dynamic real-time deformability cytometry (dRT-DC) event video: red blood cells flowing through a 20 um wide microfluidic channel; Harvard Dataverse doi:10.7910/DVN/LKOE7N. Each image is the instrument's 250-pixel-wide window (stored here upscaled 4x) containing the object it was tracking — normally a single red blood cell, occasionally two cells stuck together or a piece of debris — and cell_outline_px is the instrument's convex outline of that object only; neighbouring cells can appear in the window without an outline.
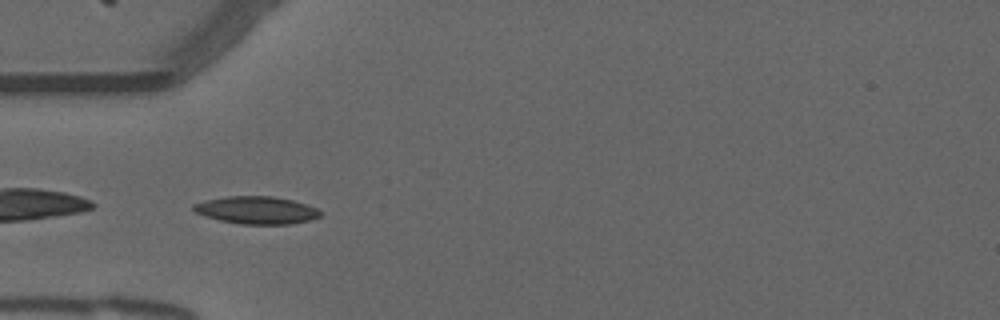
{"species": "common noctule bat (a hibernating species)", "species_latin": "Nyctalus noctula", "temperature_condition": "warm", "stored_images_in_passage": 39, "camera_frame_rate_fps": 3000, "um_per_image_px": 0.085, "animal": {"sex": "male", "forearm_length_mm": 52.5}, "frame": {"image": 1, "passage_image": 1, "time_ms": 0.0, "image_size_px": [1000, 320], "cell_outline_px": [[324, 212], [320, 216], [308, 220], [288, 224], [240, 224], [220, 220], [204, 216], [196, 212], [192, 208], [192, 204], [208, 200], [228, 196], [272, 196], [292, 200], [316, 208]], "centroid_in_image_um": [21.8, 17.86], "position_along_channel_um": 63.2, "area_um2": 20.17}}
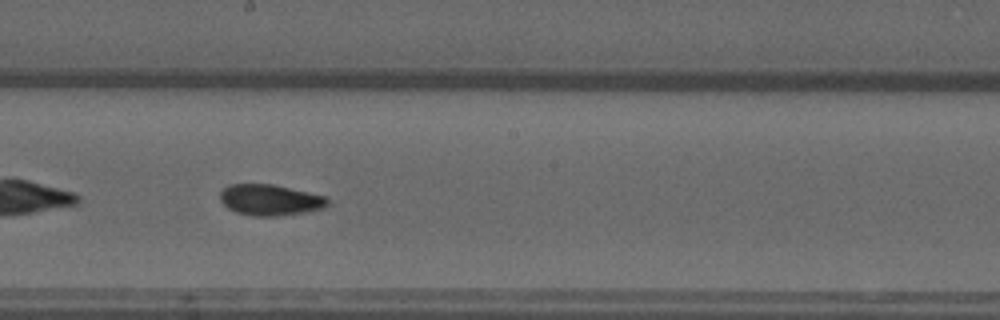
{"frame": {"image": 2, "passage_image": 14, "time_ms": 4.333, "image_size_px": [1000, 320], "cell_outline_px": [[328, 204], [324, 208], [304, 212], [276, 216], [252, 216], [236, 212], [228, 208], [220, 200], [220, 192], [224, 188], [232, 184], [272, 184], [308, 192], [324, 196], [328, 200]], "centroid_in_image_um": [22.93, 17.0], "position_along_channel_um": 225.3, "area_um2": 19.25}}
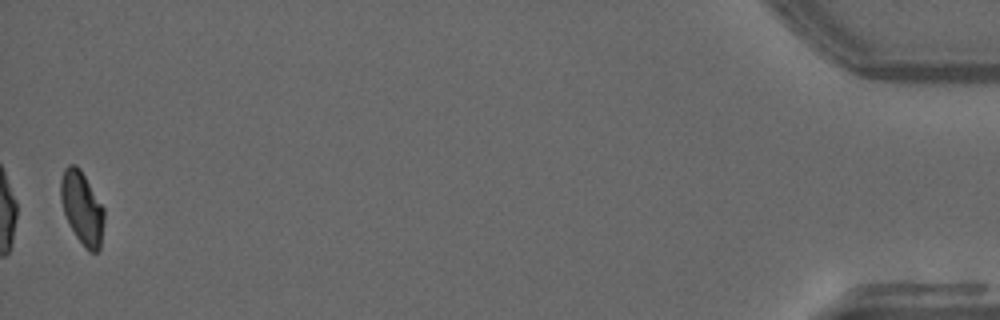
{"frame": {"image": 3, "passage_image": 38, "time_ms": 12.333, "image_size_px": [1000, 320], "cell_outline_px": [[104, 220], [100, 248], [96, 252], [88, 252], [84, 248], [68, 224], [60, 200], [60, 180], [64, 168], [68, 164], [76, 164], [80, 168], [104, 208]], "centroid_in_image_um": [6.96, 17.67], "position_along_channel_um": 428.2, "area_um2": 18.61}, "authors_computed_cell_mechanics": {"area_um2": 19.0162, "velocity_mm_per_s": 3.759, "shape_relaxation_time_tau1_ms": 10.1537, "shape_relaxation_time_tau2_ms": 3.1155, "deformation_change_tau1": 0.2065, "deformation_change_tau2": 0.0787}}